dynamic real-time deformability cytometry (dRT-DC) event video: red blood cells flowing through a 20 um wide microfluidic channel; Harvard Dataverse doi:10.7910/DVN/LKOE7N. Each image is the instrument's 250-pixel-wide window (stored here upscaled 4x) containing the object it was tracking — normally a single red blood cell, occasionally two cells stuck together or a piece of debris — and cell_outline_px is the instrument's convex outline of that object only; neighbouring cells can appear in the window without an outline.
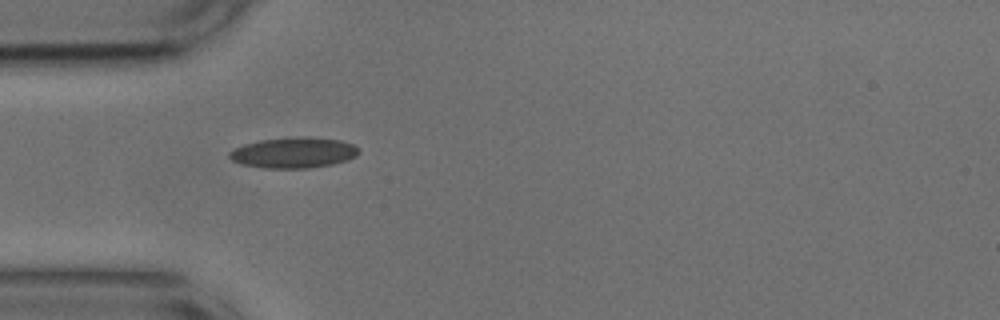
{"species": "common noctule bat (a hibernating species)", "species_latin": "Nyctalus noctula", "temperature_condition": "cold", "stored_images_in_passage": 17, "camera_frame_rate_fps": 3000, "um_per_image_px": 0.085, "animal": {"sex": "male", "body_mass_g": 17.9, "forearm_length_mm": 54.2}, "frame": {"image": 1, "passage_image": 1, "time_ms": 0.0, "image_size_px": [1000, 320], "cell_outline_px": [[360, 152], [356, 156], [348, 160], [332, 164], [308, 168], [264, 168], [240, 164], [232, 160], [228, 156], [228, 152], [232, 148], [244, 144], [260, 140], [296, 136], [308, 136], [340, 140], [352, 144], [360, 148]], "centroid_in_image_um": [24.95, 12.97], "position_along_channel_um": 60.1, "area_um2": 23.47}}
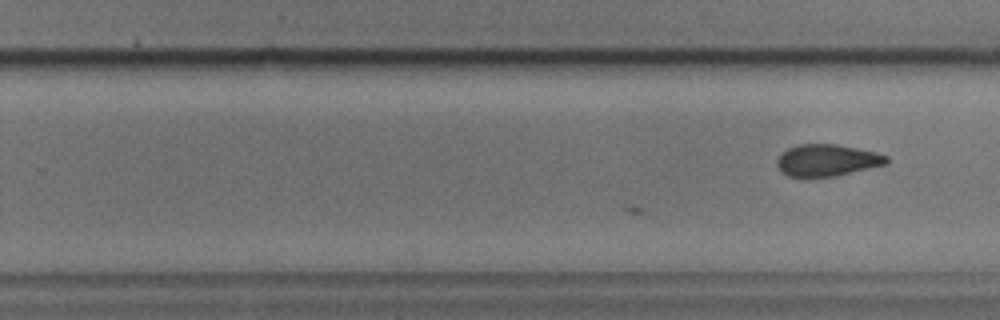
{"frame": {"image": 2, "passage_image": 17, "time_ms": 5.333, "image_size_px": [1000, 320], "cell_outline_px": [[888, 164], [832, 176], [788, 176], [780, 172], [776, 164], [776, 160], [788, 148], [800, 144], [836, 144], [876, 152], [888, 156]], "centroid_in_image_um": [70.3, 13.61], "position_along_channel_um": 259.5, "area_um2": 20.06}}